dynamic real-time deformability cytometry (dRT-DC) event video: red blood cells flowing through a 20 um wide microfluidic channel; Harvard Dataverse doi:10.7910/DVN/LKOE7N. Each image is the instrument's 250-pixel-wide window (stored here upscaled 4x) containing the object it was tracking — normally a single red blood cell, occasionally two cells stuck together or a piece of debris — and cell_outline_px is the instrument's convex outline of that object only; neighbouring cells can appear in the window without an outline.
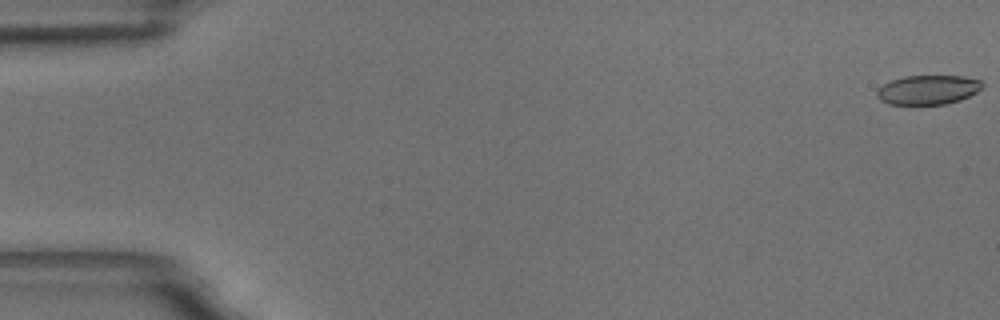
{"species": "common noctule bat (a hibernating species)", "species_latin": "Nyctalus noctula", "temperature_condition": "room temperature", "stored_images_in_passage": 14, "camera_frame_rate_fps": 3000, "um_per_image_px": 0.085, "animal": {"sex": "male", "body_mass_g": 18.8}, "frame": {"image": 1, "passage_image": 1, "time_ms": 0.0, "image_size_px": [1000, 320], "cell_outline_px": [[984, 84], [976, 92], [960, 100], [944, 104], [888, 104], [880, 100], [876, 96], [876, 92], [884, 84], [892, 80], [904, 76], [964, 76], [980, 80]], "centroid_in_image_um": [78.87, 7.63], "position_along_channel_um": 6.1, "area_um2": 17.86}}
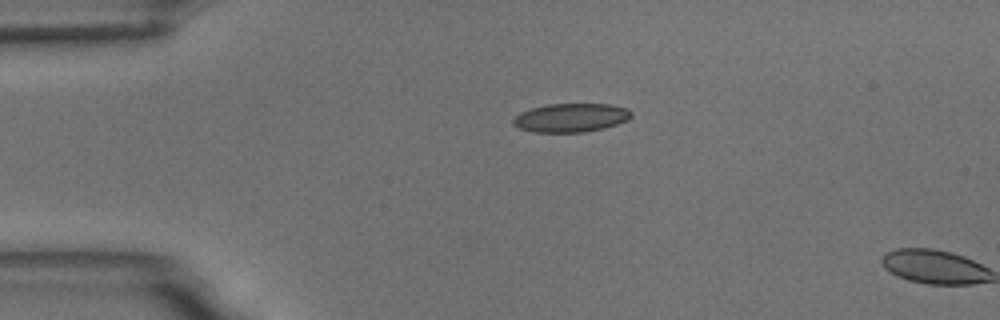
{"frame": {"image": 2, "passage_image": 13, "time_ms": 4.0, "image_size_px": [1000, 320], "cell_outline_px": [[632, 116], [628, 120], [604, 128], [584, 132], [536, 132], [520, 128], [512, 124], [512, 120], [520, 112], [532, 108], [548, 104], [608, 104], [628, 108], [632, 112]], "centroid_in_image_um": [48.55, 10.0], "position_along_channel_um": 36.5, "area_um2": 19.71}}